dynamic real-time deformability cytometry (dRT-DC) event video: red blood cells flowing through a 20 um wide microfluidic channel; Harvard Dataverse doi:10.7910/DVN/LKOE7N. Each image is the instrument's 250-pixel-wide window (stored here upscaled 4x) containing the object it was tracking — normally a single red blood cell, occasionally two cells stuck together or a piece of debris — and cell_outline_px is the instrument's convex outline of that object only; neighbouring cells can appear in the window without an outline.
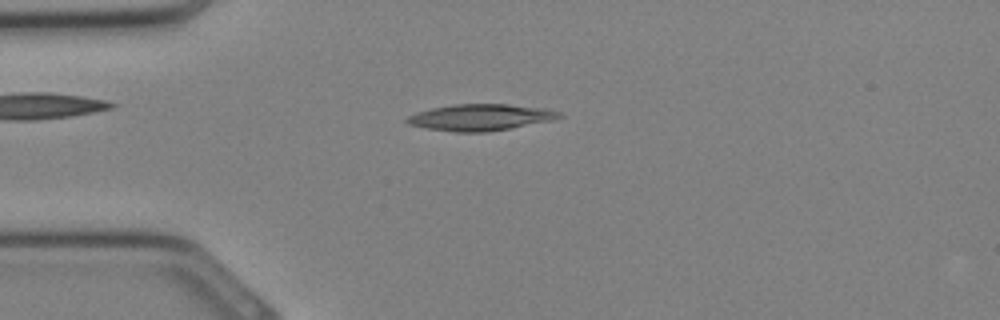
{"species": "Egyptian fruit bat (a non-hibernating species)", "species_latin": "Rousettus aegyptiacus", "temperature_condition": "cold", "stored_images_in_passage": 25, "camera_frame_rate_fps": 3000, "um_per_image_px": 0.085, "animal": {"sex": "female"}, "frame": {"image": 1, "passage_image": 1, "time_ms": 0.0, "image_size_px": [1000, 320], "cell_outline_px": [[564, 116], [552, 120], [508, 128], [484, 132], [456, 132], [428, 128], [408, 124], [404, 120], [408, 116], [416, 112], [432, 108], [452, 104], [508, 104], [548, 108], [560, 112]], "centroid_in_image_um": [40.84, 9.96], "position_along_channel_um": 44.2, "area_um2": 23.35}}
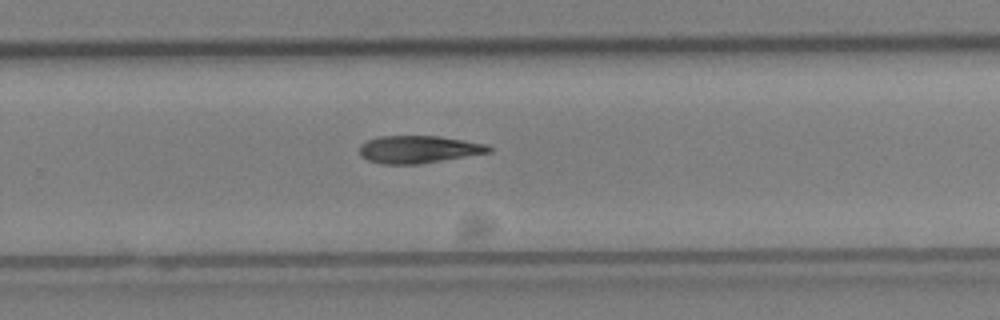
{"frame": {"image": 2, "passage_image": 14, "time_ms": 4.333, "image_size_px": [1000, 320], "cell_outline_px": [[492, 152], [420, 164], [380, 164], [368, 160], [360, 156], [360, 144], [368, 140], [380, 136], [440, 136], [488, 144], [492, 148]], "centroid_in_image_um": [35.59, 12.7], "position_along_channel_um": 294.2, "area_um2": 20.87}}
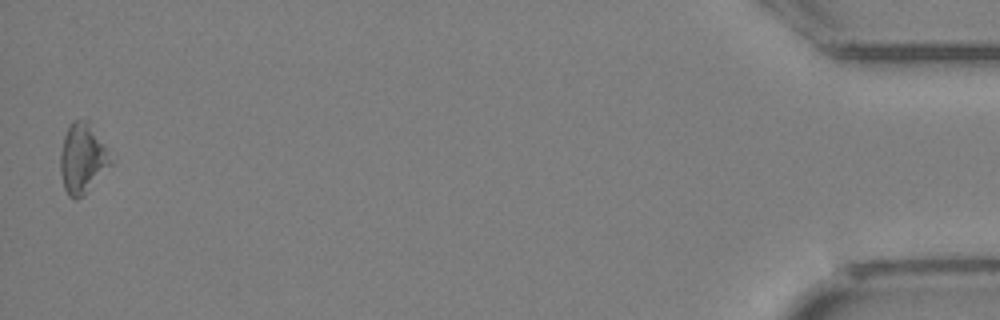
{"frame": {"image": 3, "passage_image": 25, "time_ms": 8.0, "image_size_px": [1000, 320], "cell_outline_px": [[116, 160], [84, 196], [76, 200], [68, 196], [64, 188], [60, 172], [60, 152], [64, 136], [68, 124], [72, 120], [88, 120]], "centroid_in_image_um": [7.04, 13.48], "position_along_channel_um": 428.2, "area_um2": 21.15}}